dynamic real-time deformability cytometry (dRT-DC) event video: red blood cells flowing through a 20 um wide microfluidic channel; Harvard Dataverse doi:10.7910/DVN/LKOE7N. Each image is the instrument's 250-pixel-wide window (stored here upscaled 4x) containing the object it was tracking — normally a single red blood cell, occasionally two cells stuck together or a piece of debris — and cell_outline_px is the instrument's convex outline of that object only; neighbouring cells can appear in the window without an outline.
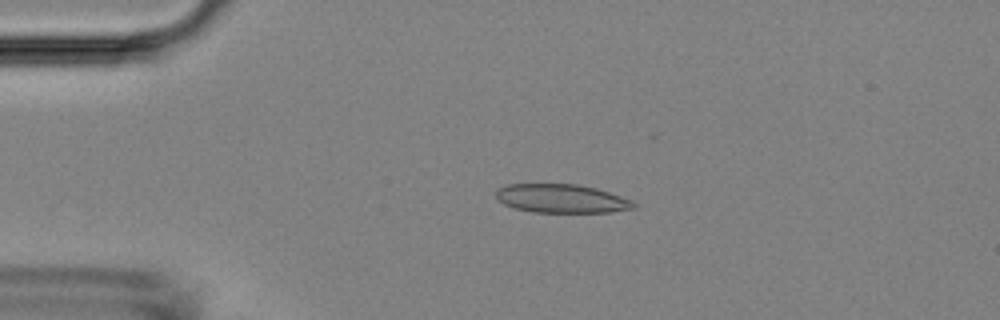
{"species": "Egyptian fruit bat (a non-hibernating species)", "species_latin": "Rousettus aegyptiacus", "temperature_condition": "room temperature", "stored_images_in_passage": 4, "camera_frame_rate_fps": 3000, "um_per_image_px": 0.085, "animal": {"sex": "female"}, "frame": {"image": 1, "passage_image": 2, "time_ms": 2.0, "image_size_px": [1000, 320], "cell_outline_px": [[636, 208], [612, 212], [532, 212], [516, 208], [504, 204], [496, 196], [496, 188], [508, 184], [576, 184], [596, 188], [632, 200], [636, 204]], "centroid_in_image_um": [47.74, 16.87], "position_along_channel_um": 37.3, "area_um2": 22.95}}